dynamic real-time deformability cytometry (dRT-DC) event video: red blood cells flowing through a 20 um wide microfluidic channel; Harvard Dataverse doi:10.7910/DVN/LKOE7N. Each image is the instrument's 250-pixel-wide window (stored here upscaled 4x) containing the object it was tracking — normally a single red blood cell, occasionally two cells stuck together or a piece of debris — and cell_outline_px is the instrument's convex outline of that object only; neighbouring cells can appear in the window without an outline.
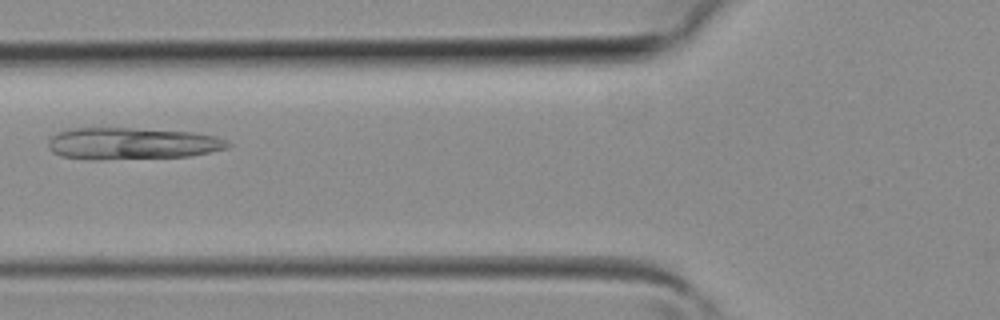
{"species": "common noctule bat (a hibernating species)", "species_latin": "Nyctalus noctula", "temperature_condition": "room temperature", "stored_images_in_passage": 29, "camera_frame_rate_fps": 3000, "um_per_image_px": 0.085, "animal": {"sex": "female", "body_mass_g": 19.3, "forearm_length_mm": 54.1}, "frame": {"image": 1, "passage_image": 4, "time_ms": 1.0, "image_size_px": [1000, 320], "cell_outline_px": [[232, 144], [224, 148], [208, 152], [188, 156], [100, 160], [92, 160], [60, 156], [52, 152], [48, 148], [48, 140], [56, 132], [68, 128], [132, 128], [192, 132], [216, 136]], "centroid_in_image_um": [11.12, 12.2], "position_along_channel_um": 114.7, "area_um2": 33.41}}
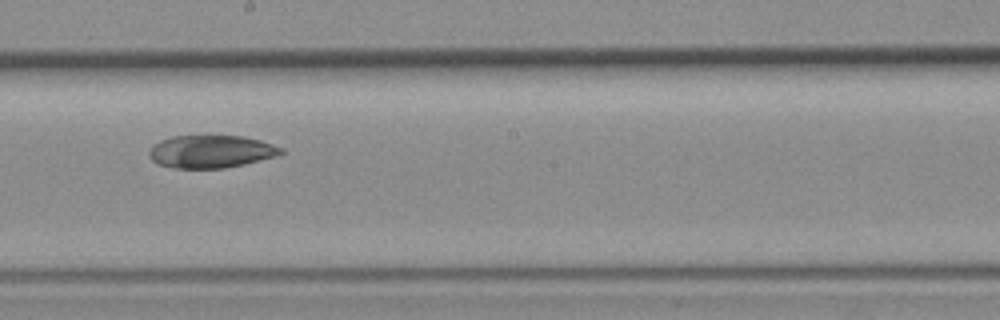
{"frame": {"image": 2, "passage_image": 11, "time_ms": 3.333, "image_size_px": [1000, 320], "cell_outline_px": [[284, 152], [276, 156], [244, 164], [224, 168], [172, 168], [156, 164], [148, 156], [148, 152], [160, 140], [172, 136], [208, 132], [244, 136], [260, 140], [284, 148]], "centroid_in_image_um": [17.92, 12.83], "position_along_channel_um": 230.3, "area_um2": 26.18}}
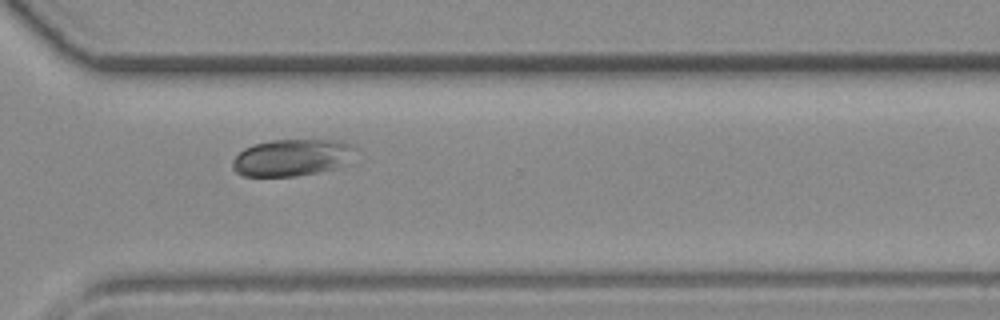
{"frame": {"image": 3, "passage_image": 18, "time_ms": 5.667, "image_size_px": [1000, 320], "cell_outline_px": [[356, 148], [332, 168], [316, 172], [296, 176], [244, 176], [236, 172], [232, 168], [232, 160], [244, 148], [256, 144], [272, 140], [344, 140], [356, 144]], "centroid_in_image_um": [24.72, 13.37], "position_along_channel_um": 345.9, "area_um2": 25.72}}